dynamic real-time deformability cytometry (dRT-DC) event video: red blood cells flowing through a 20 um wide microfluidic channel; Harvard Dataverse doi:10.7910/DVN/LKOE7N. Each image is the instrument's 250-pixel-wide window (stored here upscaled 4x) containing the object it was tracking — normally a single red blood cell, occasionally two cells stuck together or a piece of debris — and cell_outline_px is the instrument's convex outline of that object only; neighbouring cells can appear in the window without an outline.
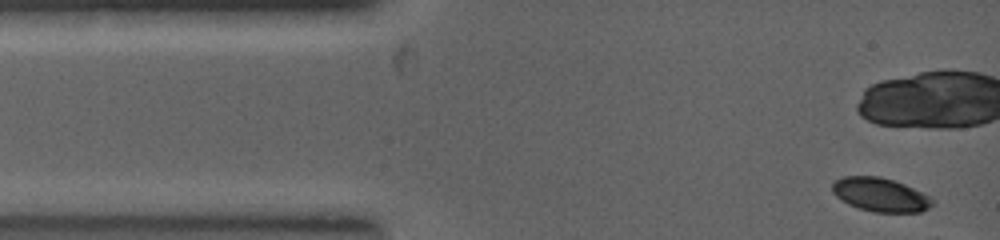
{"species": "common noctule bat (a hibernating species)", "species_latin": "Nyctalus noctula", "temperature_condition": "warm", "stored_images_in_passage": 4, "camera_frame_rate_fps": 5000, "um_per_image_px": 0.085, "animal": {"sex": "female", "body_mass_g": 19.0, "forearm_length_mm": 53.3}, "frame": {"image": 1, "passage_image": 1, "time_ms": 0.0, "image_size_px": [1000, 240], "cell_outline_px": [[936, 204], [920, 212], [872, 212], [848, 204], [836, 196], [832, 192], [832, 184], [836, 180], [844, 176], [880, 176], [904, 184], [936, 200]], "centroid_in_image_um": [74.84, 16.56], "position_along_channel_um": 10.2, "area_um2": 19.65}}